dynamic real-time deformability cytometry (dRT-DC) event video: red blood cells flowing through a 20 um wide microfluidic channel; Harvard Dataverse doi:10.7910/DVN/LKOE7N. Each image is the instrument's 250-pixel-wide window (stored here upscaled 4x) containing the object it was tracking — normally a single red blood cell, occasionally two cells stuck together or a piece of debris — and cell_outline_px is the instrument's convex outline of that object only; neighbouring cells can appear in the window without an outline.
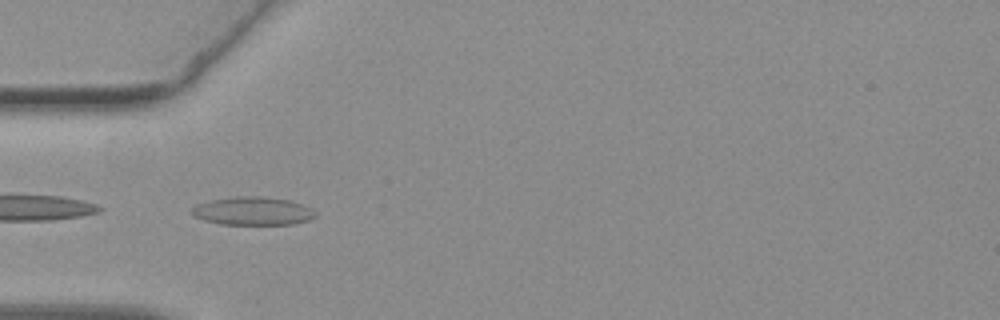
{"species": "common noctule bat (a hibernating species)", "species_latin": "Nyctalus noctula", "temperature_condition": "warm", "stored_images_in_passage": 38, "camera_frame_rate_fps": 3000, "um_per_image_px": 0.085, "animal": {"sex": "female", "body_mass_g": 19.3, "forearm_length_mm": 54.1}, "frame": {"image": 1, "passage_image": 4, "time_ms": 1.0, "image_size_px": [1000, 320], "cell_outline_px": [[316, 216], [308, 220], [292, 224], [224, 224], [204, 220], [196, 216], [192, 212], [192, 208], [200, 204], [212, 200], [236, 196], [260, 196], [288, 200], [300, 204], [316, 212]], "centroid_in_image_um": [21.51, 17.94], "position_along_channel_um": 63.5, "area_um2": 19.83}}
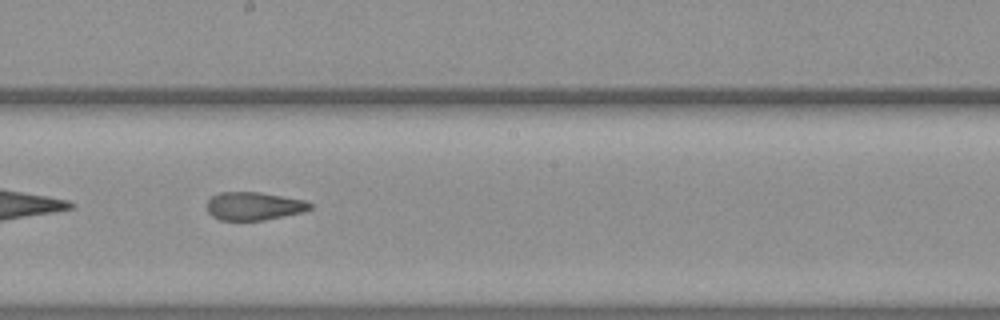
{"frame": {"image": 2, "passage_image": 17, "time_ms": 5.333, "image_size_px": [1000, 320], "cell_outline_px": [[312, 208], [304, 212], [264, 220], [220, 220], [212, 216], [208, 212], [208, 200], [212, 196], [220, 192], [260, 192], [304, 200], [312, 204]], "centroid_in_image_um": [21.59, 17.52], "position_along_channel_um": 226.6, "area_um2": 16.88}}
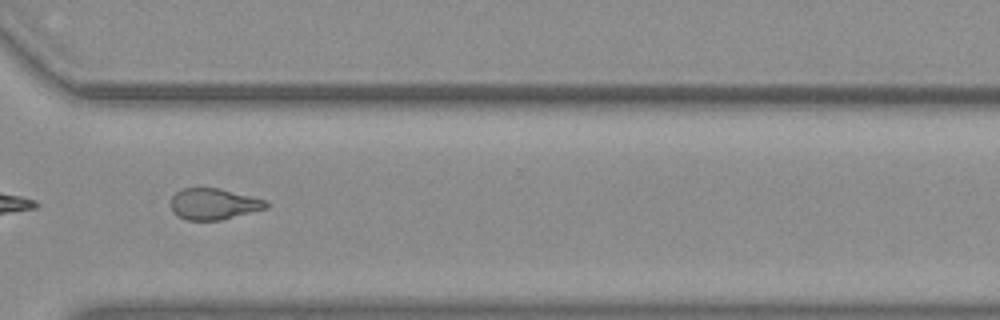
{"frame": {"image": 3, "passage_image": 27, "time_ms": 8.667, "image_size_px": [1000, 320], "cell_outline_px": [[268, 208], [220, 220], [188, 220], [172, 212], [172, 196], [180, 188], [216, 188], [268, 200]], "centroid_in_image_um": [18.18, 17.34], "position_along_channel_um": 352.4, "area_um2": 17.17}, "authors_computed_cell_mechanics": {"area_um2": 17.629, "velocity_mm_per_s": 3.7853, "shape_relaxation_time_tau1_ms": null, "shape_relaxation_time_tau2_ms": 2.343, "deformation_change_tau1": null, "deformation_change_tau2": 0.0967}}